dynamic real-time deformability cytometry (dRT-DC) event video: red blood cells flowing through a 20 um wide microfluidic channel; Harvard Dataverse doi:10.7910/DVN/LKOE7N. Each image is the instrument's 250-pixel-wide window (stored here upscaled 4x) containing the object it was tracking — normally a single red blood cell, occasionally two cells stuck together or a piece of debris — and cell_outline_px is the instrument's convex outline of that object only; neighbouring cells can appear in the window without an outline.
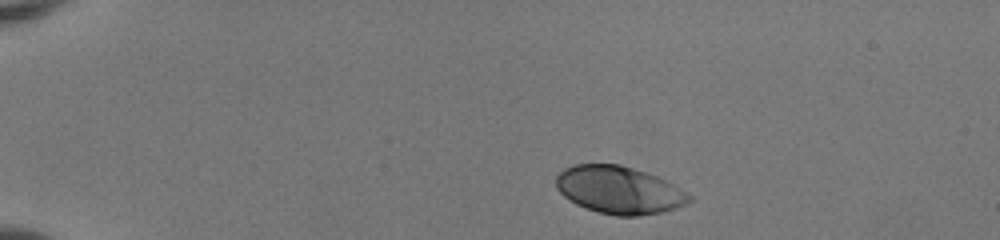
{"species": "human", "species_latin": "Homo sapiens", "temperature_condition": "room temperature", "stored_images_in_passage": 44, "camera_frame_rate_fps": 3000, "um_per_image_px": 0.085, "donor": {"sex": "female"}, "frame": {"image": 1, "passage_image": 1, "time_ms": 0.0, "image_size_px": [1000, 240], "cell_outline_px": [[664, 208], [652, 212], [628, 216], [604, 212], [588, 208], [572, 200], [560, 188], [560, 176], [568, 168], [580, 164], [616, 164], [628, 168], [636, 172]], "centroid_in_image_um": [51.75, 16.1], "position_along_channel_um": 33.2, "area_um2": 27.46}}
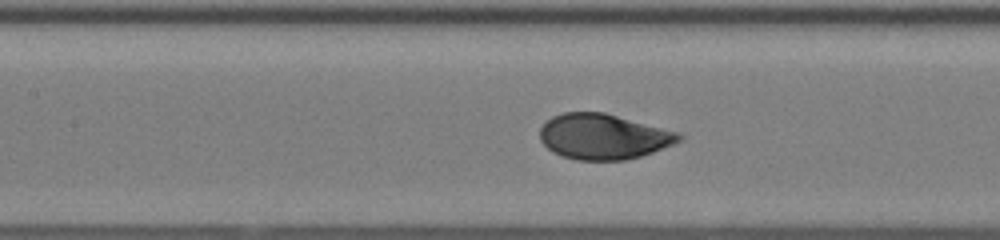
{"frame": {"image": 2, "passage_image": 17, "time_ms": 5.333, "image_size_px": [1000, 240], "cell_outline_px": [[676, 140], [648, 152], [636, 156], [616, 160], [588, 160], [568, 156], [556, 152], [544, 140], [544, 124], [556, 116], [572, 112], [596, 112], [612, 116], [676, 136]], "centroid_in_image_um": [51.11, 11.62], "position_along_channel_um": 156.3, "area_um2": 32.48}}
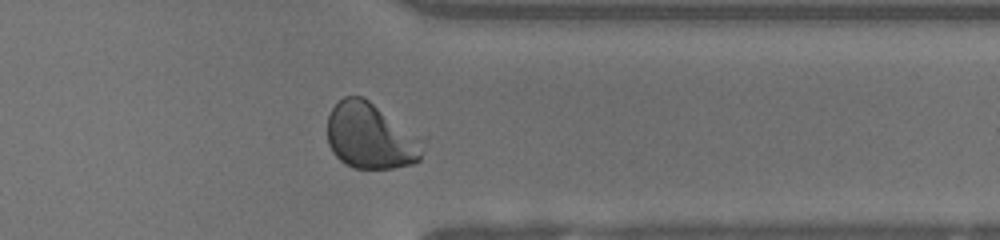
{"frame": {"image": 3, "passage_image": 34, "time_ms": 11.0, "image_size_px": [1000, 240], "cell_outline_px": [[420, 156], [416, 160], [404, 164], [384, 168], [360, 168], [348, 164], [332, 148], [328, 140], [328, 120], [336, 104], [340, 100], [356, 96], [364, 100]], "centroid_in_image_um": [31.11, 11.64], "position_along_channel_um": 380.3, "area_um2": 30.11}, "authors_computed_cell_mechanics": {"area_um2": 31.1253, "velocity_mm_per_s": 3.9629, "shape_relaxation_time_tau1_ms": 2.6429, "shape_relaxation_time_tau2_ms": null, "deformation_change_tau1": 0.1788, "deformation_change_tau2": null}}